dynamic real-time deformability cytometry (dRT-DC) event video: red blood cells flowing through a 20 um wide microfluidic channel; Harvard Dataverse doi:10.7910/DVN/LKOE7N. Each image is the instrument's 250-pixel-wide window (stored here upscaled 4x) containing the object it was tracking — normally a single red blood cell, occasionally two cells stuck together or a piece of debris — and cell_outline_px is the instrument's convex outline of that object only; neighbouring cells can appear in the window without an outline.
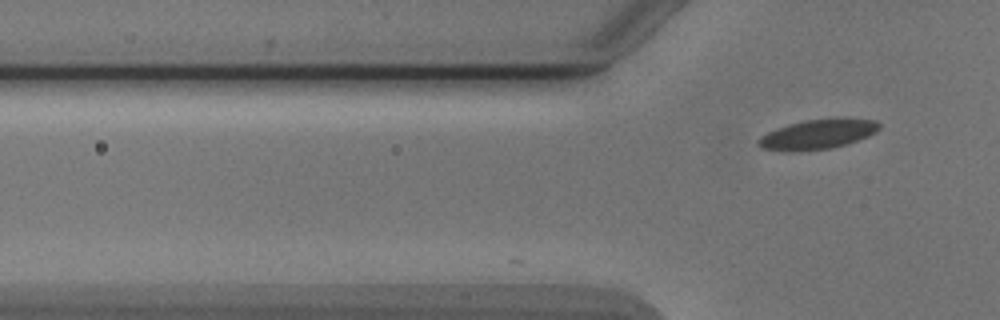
{"species": "Egyptian fruit bat (a non-hibernating species)", "species_latin": "Rousettus aegyptiacus", "temperature_condition": "cold", "stored_images_in_passage": 3, "camera_frame_rate_fps": 3000, "um_per_image_px": 0.085, "animal": {"sex": "male"}, "frame": {"image": 1, "passage_image": 3, "time_ms": 3.333, "image_size_px": [1000, 320], "cell_outline_px": [[880, 128], [876, 132], [868, 136], [844, 144], [828, 148], [792, 152], [760, 148], [756, 144], [756, 140], [760, 136], [768, 132], [788, 124], [804, 120], [836, 116], [840, 116], [876, 120], [880, 124]], "centroid_in_image_um": [69.5, 11.37], "position_along_channel_um": 56.3, "area_um2": 21.39}}